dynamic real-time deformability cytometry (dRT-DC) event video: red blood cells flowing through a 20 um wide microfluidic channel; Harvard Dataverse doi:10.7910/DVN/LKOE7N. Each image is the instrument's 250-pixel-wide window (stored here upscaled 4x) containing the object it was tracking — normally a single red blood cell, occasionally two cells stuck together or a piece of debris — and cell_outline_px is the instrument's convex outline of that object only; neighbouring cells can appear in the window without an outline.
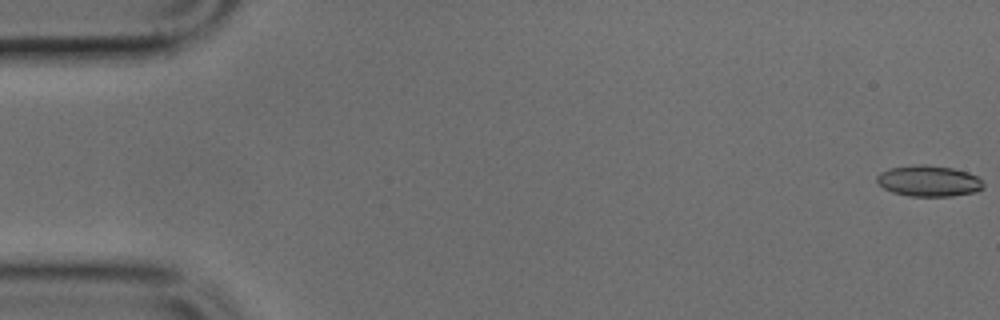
{"species": "common noctule bat (a hibernating species)", "species_latin": "Nyctalus noctula", "temperature_condition": "cold", "stored_images_in_passage": 49, "camera_frame_rate_fps": 3000, "um_per_image_px": 0.085, "animal": {"sex": "male", "body_mass_g": 17.9, "forearm_length_mm": 54.2}, "frame": {"image": 1, "passage_image": 1, "time_ms": 0.0, "image_size_px": [1000, 320], "cell_outline_px": [[984, 188], [976, 192], [952, 196], [908, 196], [892, 192], [884, 188], [876, 180], [876, 176], [880, 172], [888, 168], [920, 164], [924, 164], [952, 168], [968, 172], [976, 176], [984, 184]], "centroid_in_image_um": [78.94, 15.38], "position_along_channel_um": 6.1, "area_um2": 19.31}}
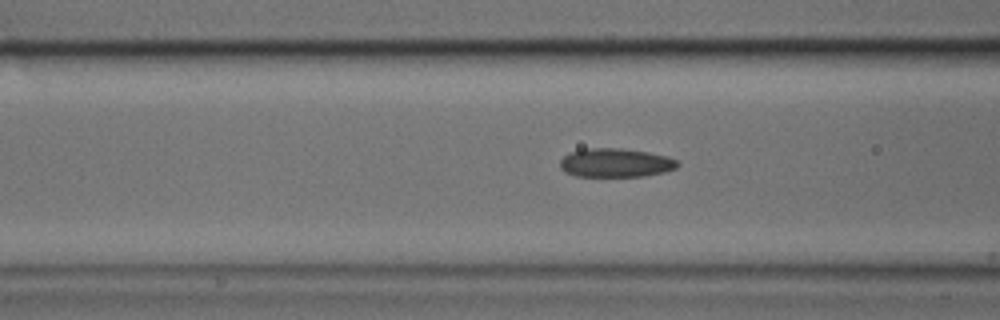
{"frame": {"image": 2, "passage_image": 19, "time_ms": 6.0, "image_size_px": [1000, 320], "cell_outline_px": [[680, 164], [676, 168], [664, 172], [644, 176], [576, 176], [564, 172], [560, 168], [560, 160], [564, 156], [572, 152], [584, 148], [620, 148], [648, 152], [668, 156], [676, 160]], "centroid_in_image_um": [52.32, 13.83], "position_along_channel_um": 114.3, "area_um2": 19.77}}
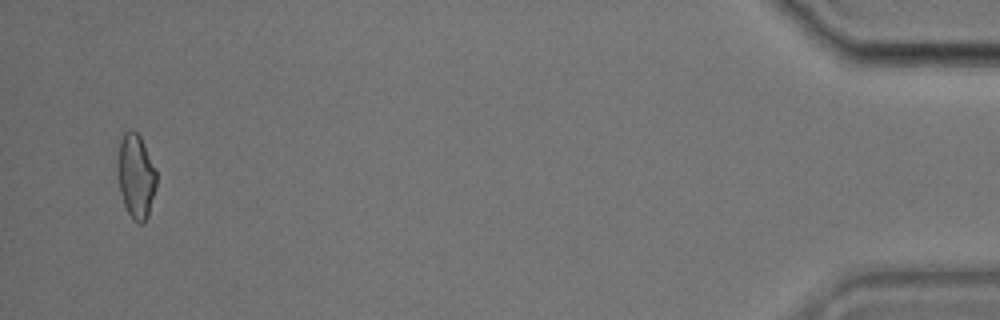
{"frame": {"image": 3, "passage_image": 48, "time_ms": 15.667, "image_size_px": [1000, 320], "cell_outline_px": [[156, 188], [148, 216], [144, 224], [140, 224], [132, 220], [124, 204], [120, 192], [116, 176], [116, 168], [120, 140], [124, 132], [128, 128], [132, 128], [140, 136], [156, 172]], "centroid_in_image_um": [11.52, 14.98], "position_along_channel_um": 423.7, "area_um2": 19.36}}